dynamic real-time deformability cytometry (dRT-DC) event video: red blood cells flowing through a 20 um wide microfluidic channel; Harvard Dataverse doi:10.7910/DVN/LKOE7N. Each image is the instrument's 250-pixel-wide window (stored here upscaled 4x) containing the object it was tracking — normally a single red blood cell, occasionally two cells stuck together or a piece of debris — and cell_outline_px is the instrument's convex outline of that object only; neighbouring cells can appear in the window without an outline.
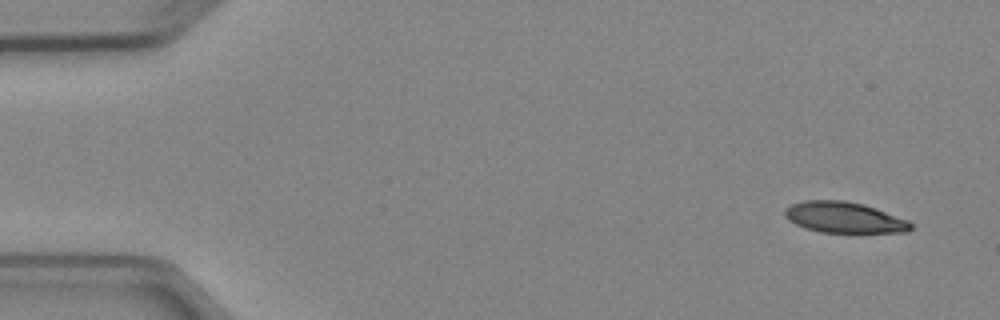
{"species": "Egyptian fruit bat (a non-hibernating species)", "species_latin": "Rousettus aegyptiacus", "temperature_condition": "cold", "stored_images_in_passage": 4, "camera_frame_rate_fps": 3000, "um_per_image_px": 0.085, "animal": {"sex": "female"}, "frame": {"image": 1, "passage_image": 1, "time_ms": 0.0, "image_size_px": [1000, 320], "cell_outline_px": [[912, 228], [908, 232], [820, 232], [804, 228], [788, 220], [784, 216], [784, 208], [792, 204], [804, 200], [844, 200], [864, 204], [876, 208], [908, 220], [912, 224]], "centroid_in_image_um": [71.73, 18.47], "position_along_channel_um": 13.3, "area_um2": 22.77}}
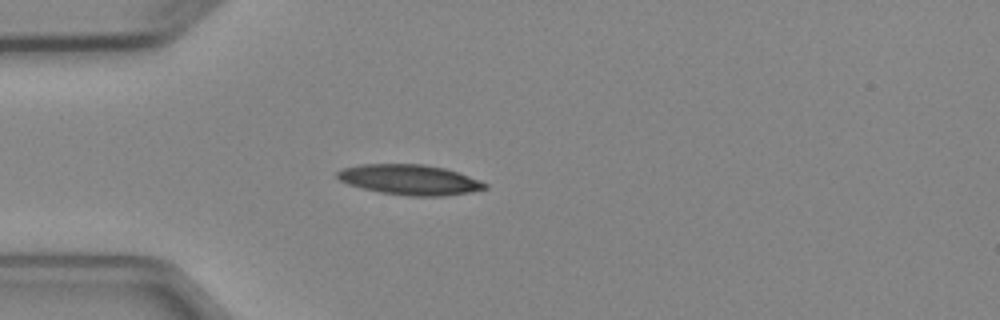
{"frame": {"image": 2, "passage_image": 4, "time_ms": 3.667, "image_size_px": [1000, 320], "cell_outline_px": [[488, 188], [472, 192], [444, 196], [408, 196], [380, 192], [348, 184], [340, 180], [336, 176], [336, 172], [344, 168], [360, 164], [424, 164], [444, 168], [468, 176], [488, 184]], "centroid_in_image_um": [34.83, 15.28], "position_along_channel_um": 50.2, "area_um2": 25.89}}